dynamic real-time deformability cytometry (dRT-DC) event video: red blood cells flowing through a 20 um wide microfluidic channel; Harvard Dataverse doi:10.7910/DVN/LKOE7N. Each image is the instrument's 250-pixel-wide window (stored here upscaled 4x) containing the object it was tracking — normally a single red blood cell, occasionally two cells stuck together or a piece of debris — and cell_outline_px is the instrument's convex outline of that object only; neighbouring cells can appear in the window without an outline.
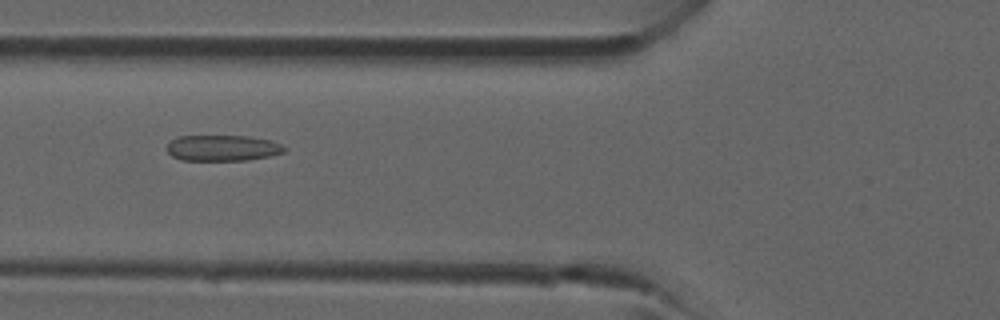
{"species": "common noctule bat (a hibernating species)", "species_latin": "Nyctalus noctula", "temperature_condition": "room temperature", "stored_images_in_passage": 40, "camera_frame_rate_fps": 3000, "um_per_image_px": 0.085, "animal": {"sex": "male", "forearm_length_mm": 52.5}, "frame": {"image": 1, "passage_image": 15, "time_ms": 4.667, "image_size_px": [1000, 320], "cell_outline_px": [[288, 148], [284, 152], [268, 156], [248, 160], [180, 160], [172, 156], [164, 148], [176, 136], [248, 136], [272, 140]], "centroid_in_image_um": [18.91, 12.57], "position_along_channel_um": 106.9, "area_um2": 17.86}}
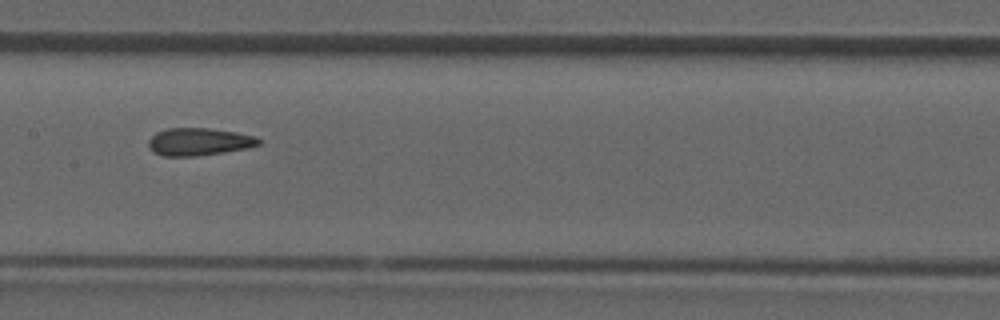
{"frame": {"image": 2, "passage_image": 20, "time_ms": 6.333, "image_size_px": [1000, 320], "cell_outline_px": [[260, 144], [248, 148], [224, 152], [196, 156], [164, 156], [152, 152], [148, 148], [148, 140], [156, 132], [168, 128], [208, 128], [236, 132], [256, 136], [260, 140]], "centroid_in_image_um": [16.89, 12.05], "position_along_channel_um": 190.5, "area_um2": 17.8}}
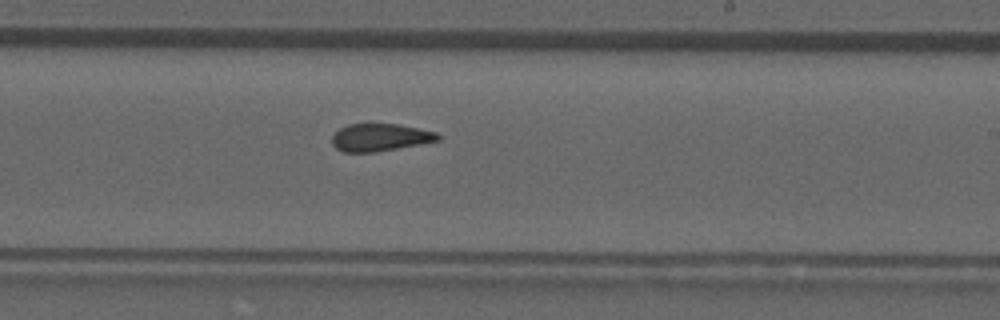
{"frame": {"image": 3, "passage_image": 24, "time_ms": 7.667, "image_size_px": [1000, 320], "cell_outline_px": [[440, 140], [420, 144], [376, 152], [340, 152], [332, 144], [332, 136], [340, 128], [348, 124], [400, 124], [436, 132], [440, 136]], "centroid_in_image_um": [32.29, 11.68], "position_along_channel_um": 256.7, "area_um2": 16.99}}